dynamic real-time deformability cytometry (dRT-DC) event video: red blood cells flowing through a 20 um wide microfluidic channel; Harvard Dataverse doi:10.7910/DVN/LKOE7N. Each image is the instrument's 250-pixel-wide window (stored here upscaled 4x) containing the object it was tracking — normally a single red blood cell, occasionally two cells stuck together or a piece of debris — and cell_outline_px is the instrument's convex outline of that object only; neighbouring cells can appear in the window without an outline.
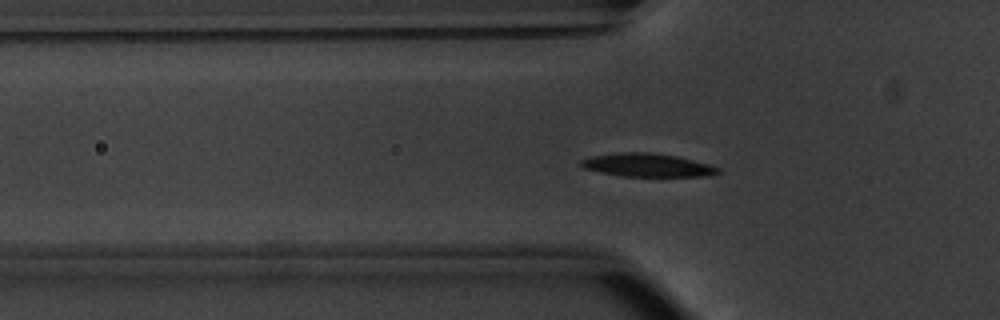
{"species": "common noctule bat (a hibernating species)", "species_latin": "Nyctalus noctula", "temperature_condition": "warm", "stored_images_in_passage": 55, "camera_frame_rate_fps": 3000, "um_per_image_px": 0.085, "animal": {"sex": "male", "body_mass_g": 20.1, "forearm_length_mm": 53.5}, "frame": {"image": 1, "passage_image": 18, "time_ms": 5.667, "image_size_px": [1000, 320], "cell_outline_px": [[720, 172], [712, 176], [624, 176], [600, 172], [584, 168], [580, 164], [580, 160], [592, 156], [620, 152], [648, 152], [676, 156], [708, 164], [720, 168]], "centroid_in_image_um": [55.03, 14.03], "position_along_channel_um": 70.8, "area_um2": 18.44}}
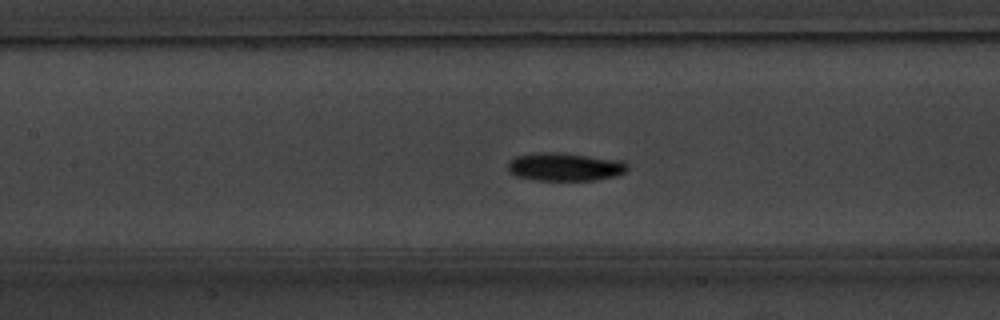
{"frame": {"image": 2, "passage_image": 25, "time_ms": 8.0, "image_size_px": [1000, 320], "cell_outline_px": [[628, 168], [624, 172], [616, 176], [592, 180], [532, 180], [516, 176], [508, 172], [508, 160], [516, 156], [536, 152], [560, 152], [624, 160], [628, 164]], "centroid_in_image_um": [48.0, 14.17], "position_along_channel_um": 159.4, "area_um2": 19.94}}
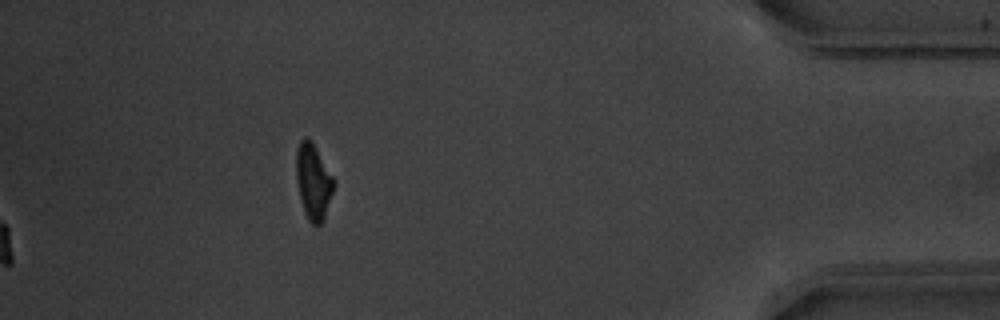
{"frame": {"image": 3, "passage_image": 55, "time_ms": 18.0, "image_size_px": [1000, 320], "cell_outline_px": [[336, 184], [324, 220], [320, 224], [312, 224], [308, 220], [304, 212], [296, 180], [296, 152], [300, 140], [304, 136], [308, 136], [312, 140], [336, 180]], "centroid_in_image_um": [26.65, 15.4], "position_along_channel_um": 408.5, "area_um2": 16.99}, "authors_computed_cell_mechanics": {"area_um2": 18.2648, "velocity_mm_per_s": 3.7871, "shape_relaxation_time_tau1_ms": 1.5353, "shape_relaxation_time_tau2_ms": null, "deformation_change_tau1": 0.1128, "deformation_change_tau2": null}}